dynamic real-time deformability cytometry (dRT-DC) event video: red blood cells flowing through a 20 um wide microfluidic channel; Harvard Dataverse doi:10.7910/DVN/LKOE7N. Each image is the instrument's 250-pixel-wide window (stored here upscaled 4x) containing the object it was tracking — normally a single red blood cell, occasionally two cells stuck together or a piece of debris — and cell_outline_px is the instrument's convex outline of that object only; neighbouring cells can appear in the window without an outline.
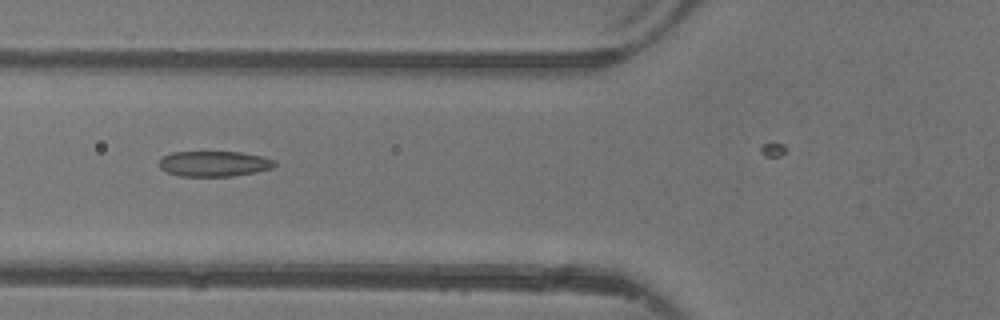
{"species": "common noctule bat (a hibernating species)", "species_latin": "Nyctalus noctula", "temperature_condition": "warm", "stored_images_in_passage": 4, "camera_frame_rate_fps": 3000, "um_per_image_px": 0.085, "animal": {"sex": "female"}, "frame": {"image": 1, "passage_image": 3, "time_ms": 3.333, "image_size_px": [1000, 320], "cell_outline_px": [[276, 164], [272, 168], [256, 172], [232, 176], [180, 176], [168, 172], [160, 168], [160, 160], [164, 156], [172, 152], [240, 152], [260, 156], [272, 160]], "centroid_in_image_um": [18.19, 13.92], "position_along_channel_um": 107.6, "area_um2": 16.88}}